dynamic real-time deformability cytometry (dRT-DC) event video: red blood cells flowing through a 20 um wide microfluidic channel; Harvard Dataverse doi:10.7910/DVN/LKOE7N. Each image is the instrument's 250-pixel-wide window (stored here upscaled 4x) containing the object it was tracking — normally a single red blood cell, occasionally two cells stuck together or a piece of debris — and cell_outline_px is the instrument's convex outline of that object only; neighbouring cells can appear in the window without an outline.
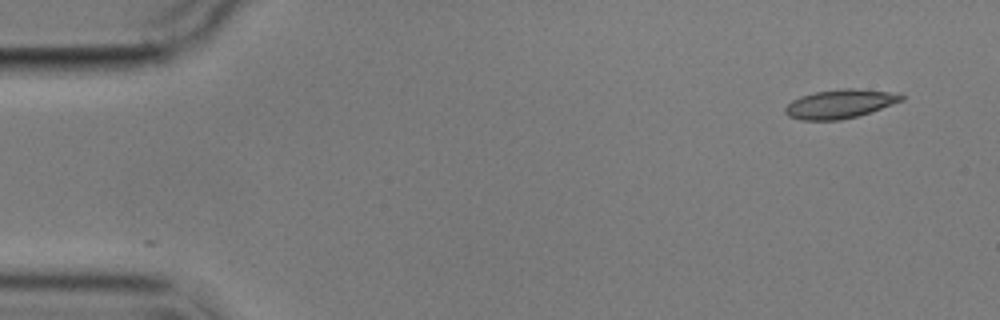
{"species": "common noctule bat (a hibernating species)", "species_latin": "Nyctalus noctula", "temperature_condition": "cold", "stored_images_in_passage": 6, "camera_frame_rate_fps": 3000, "um_per_image_px": 0.085, "animal": {"sex": "male", "body_mass_g": 17.9}, "frame": {"image": 1, "passage_image": 1, "time_ms": 0.0, "image_size_px": [1000, 320], "cell_outline_px": [[904, 100], [856, 116], [840, 120], [800, 120], [788, 116], [784, 112], [784, 108], [792, 100], [800, 96], [816, 92], [844, 88], [852, 88], [900, 92], [904, 96]], "centroid_in_image_um": [71.4, 8.82], "position_along_channel_um": 13.6, "area_um2": 19.54}}
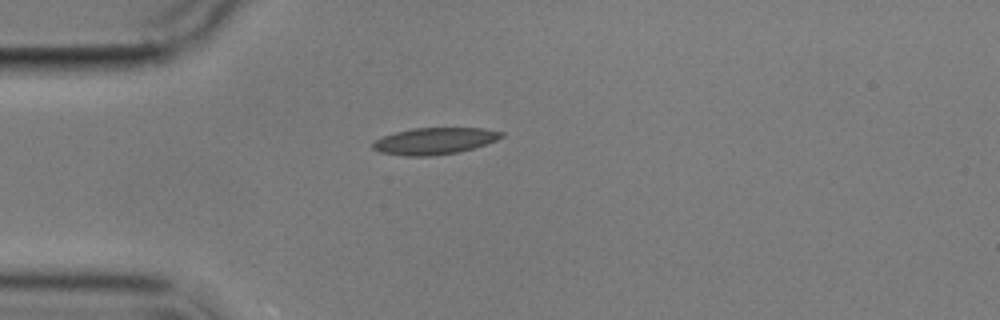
{"frame": {"image": 2, "passage_image": 4, "time_ms": 3.667, "image_size_px": [1000, 320], "cell_outline_px": [[504, 136], [496, 140], [472, 148], [456, 152], [432, 156], [404, 156], [380, 152], [372, 148], [372, 144], [376, 140], [384, 136], [396, 132], [412, 128], [484, 128], [504, 132]], "centroid_in_image_um": [36.93, 11.98], "position_along_channel_um": 48.1, "area_um2": 19.83}}
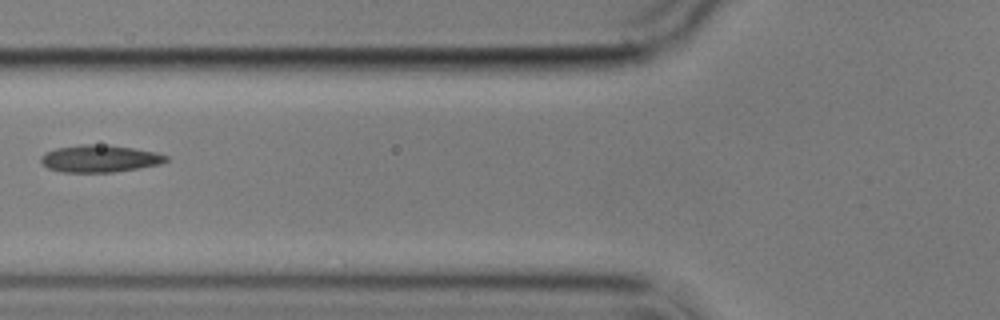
{"frame": {"image": 3, "passage_image": 6, "time_ms": 6.0, "image_size_px": [1000, 320], "cell_outline_px": [[168, 160], [160, 164], [112, 172], [60, 172], [48, 168], [40, 160], [40, 156], [44, 152], [56, 148], [80, 144], [108, 144], [156, 152], [168, 156]], "centroid_in_image_um": [8.44, 13.47], "position_along_channel_um": 117.4, "area_um2": 19.88}}